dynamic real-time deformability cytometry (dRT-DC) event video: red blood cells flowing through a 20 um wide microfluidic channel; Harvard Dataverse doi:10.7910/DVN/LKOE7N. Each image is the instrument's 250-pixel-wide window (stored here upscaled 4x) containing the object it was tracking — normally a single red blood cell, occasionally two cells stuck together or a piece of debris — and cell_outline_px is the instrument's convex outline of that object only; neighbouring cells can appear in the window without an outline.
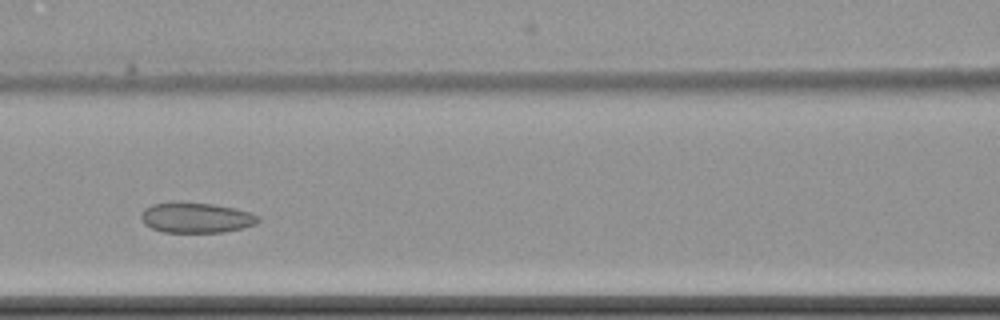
{"species": "common noctule bat (a hibernating species)", "species_latin": "Nyctalus noctula", "temperature_condition": "cold", "stored_images_in_passage": 4, "camera_frame_rate_fps": 3000, "um_per_image_px": 0.085, "animal": {"sex": "female", "body_mass_g": 22.7, "forearm_length_mm": 54.2}, "frame": {"image": 1, "passage_image": 4, "time_ms": 3.667, "image_size_px": [1000, 320], "cell_outline_px": [[260, 220], [256, 224], [224, 232], [164, 232], [152, 228], [144, 224], [140, 216], [140, 212], [144, 208], [152, 204], [176, 200], [180, 200], [212, 204], [232, 208], [248, 212], [260, 216]], "centroid_in_image_um": [16.61, 18.47], "position_along_channel_um": 150.0, "area_um2": 20.98}}